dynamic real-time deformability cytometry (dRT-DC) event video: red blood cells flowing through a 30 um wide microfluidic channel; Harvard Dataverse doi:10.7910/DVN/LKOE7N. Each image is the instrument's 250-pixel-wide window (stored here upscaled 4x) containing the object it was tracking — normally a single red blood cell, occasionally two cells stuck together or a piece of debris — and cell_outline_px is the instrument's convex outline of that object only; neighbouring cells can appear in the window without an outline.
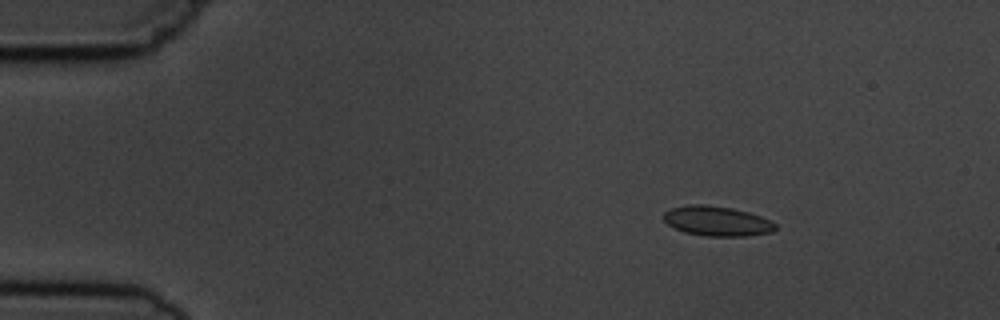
{"species": "common noctule bat (a hibernating species)", "species_latin": "Nyctalus noctula", "temperature_condition": "cold", "stored_images_in_passage": 4, "camera_frame_rate_fps": 3000, "um_per_image_px": 0.085, "animal": {"sex": "male", "body_mass_g": 19.5, "forearm_length_mm": 54.6}, "frame": {"image": 1, "passage_image": 2, "time_ms": 1.333, "image_size_px": [1000, 320], "cell_outline_px": [[776, 228], [772, 232], [744, 236], [704, 236], [684, 232], [668, 224], [664, 220], [664, 212], [672, 208], [688, 204], [704, 204], [732, 208], [748, 212], [760, 216], [776, 224]], "centroid_in_image_um": [60.93, 18.79], "position_along_channel_um": 24.1, "area_um2": 19.31}}